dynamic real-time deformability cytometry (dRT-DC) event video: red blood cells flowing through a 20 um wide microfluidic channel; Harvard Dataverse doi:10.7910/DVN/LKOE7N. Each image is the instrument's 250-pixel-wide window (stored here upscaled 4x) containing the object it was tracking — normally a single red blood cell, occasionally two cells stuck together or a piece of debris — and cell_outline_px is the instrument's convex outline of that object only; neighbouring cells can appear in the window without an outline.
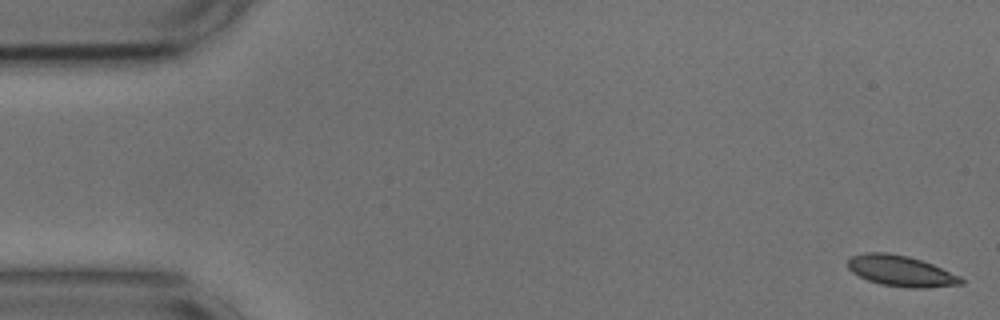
{"species": "common noctule bat (a hibernating species)", "species_latin": "Nyctalus noctula", "temperature_condition": "cold", "stored_images_in_passage": 55, "camera_frame_rate_fps": 3000, "um_per_image_px": 0.085, "animal": {"sex": "male", "body_mass_g": 17.9, "forearm_length_mm": 54.2}, "frame": {"image": 1, "passage_image": 1, "time_ms": 0.0, "image_size_px": [1000, 320], "cell_outline_px": [[964, 284], [924, 288], [908, 288], [880, 284], [868, 280], [852, 272], [848, 268], [848, 260], [852, 256], [868, 252], [888, 252], [908, 256], [932, 264], [960, 276], [964, 280]], "centroid_in_image_um": [76.59, 23.04], "position_along_channel_um": 8.4, "area_um2": 20.29}}
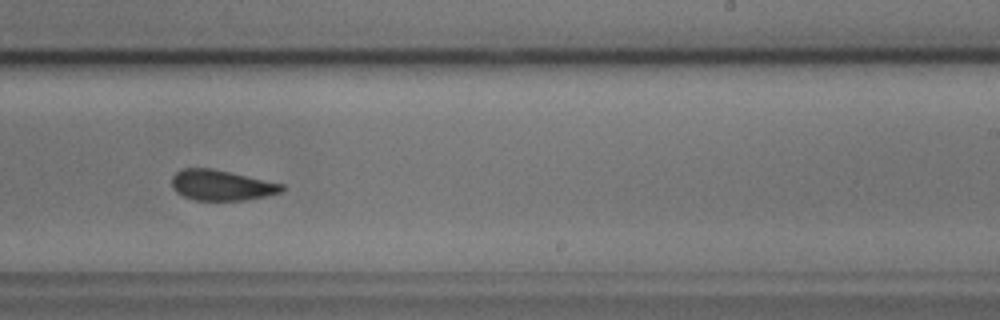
{"frame": {"image": 2, "passage_image": 33, "time_ms": 10.667, "image_size_px": [1000, 320], "cell_outline_px": [[284, 188], [280, 192], [264, 196], [244, 200], [196, 200], [184, 196], [176, 192], [172, 188], [172, 176], [176, 172], [184, 168], [212, 168], [284, 184]], "centroid_in_image_um": [18.79, 15.74], "position_along_channel_um": 270.2, "area_um2": 19.36}}
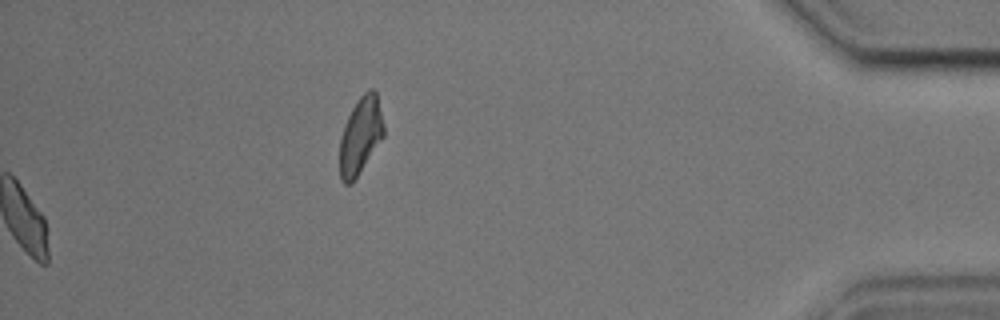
{"frame": {"image": 3, "passage_image": 55, "time_ms": 18.0, "image_size_px": [1000, 320], "cell_outline_px": [[384, 136], [352, 184], [344, 184], [340, 180], [340, 140], [344, 124], [356, 100], [368, 88], [372, 88], [376, 92], [384, 128]], "centroid_in_image_um": [30.63, 11.54], "position_along_channel_um": 404.6, "area_um2": 19.71}, "authors_computed_cell_mechanics": {"area_um2": 20.2878, "velocity_mm_per_s": 3.6323, "shape_relaxation_time_tau1_ms": 6.9462, "shape_relaxation_time_tau2_ms": 1.977, "deformation_change_tau1": 0.1406, "deformation_change_tau2": 0.0641}}